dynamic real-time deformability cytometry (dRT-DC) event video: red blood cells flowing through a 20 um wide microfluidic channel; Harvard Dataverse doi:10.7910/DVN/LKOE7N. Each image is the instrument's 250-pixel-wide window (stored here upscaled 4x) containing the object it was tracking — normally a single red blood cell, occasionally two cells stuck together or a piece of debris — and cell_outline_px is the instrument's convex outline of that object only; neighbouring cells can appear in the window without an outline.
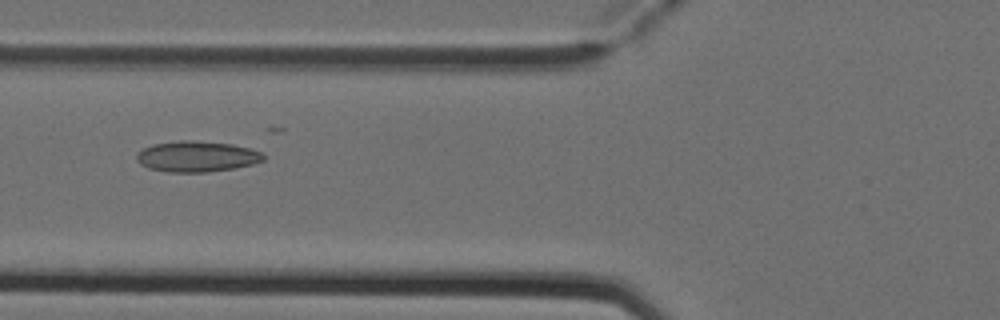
{"species": "Egyptian fruit bat (a non-hibernating species)", "species_latin": "Rousettus aegyptiacus", "temperature_condition": "cold", "stored_images_in_passage": 8, "camera_frame_rate_fps": 3000, "um_per_image_px": 0.085, "animal": {"sex": "female"}, "frame": {"image": 1, "passage_image": 4, "time_ms": 1.0, "image_size_px": [1000, 320], "cell_outline_px": [[264, 160], [252, 164], [232, 168], [208, 172], [168, 172], [148, 168], [140, 164], [136, 160], [136, 156], [144, 148], [152, 144], [180, 140], [192, 140], [232, 144], [248, 148], [260, 152], [264, 156]], "centroid_in_image_um": [16.69, 13.3], "position_along_channel_um": 109.1, "area_um2": 22.6}}
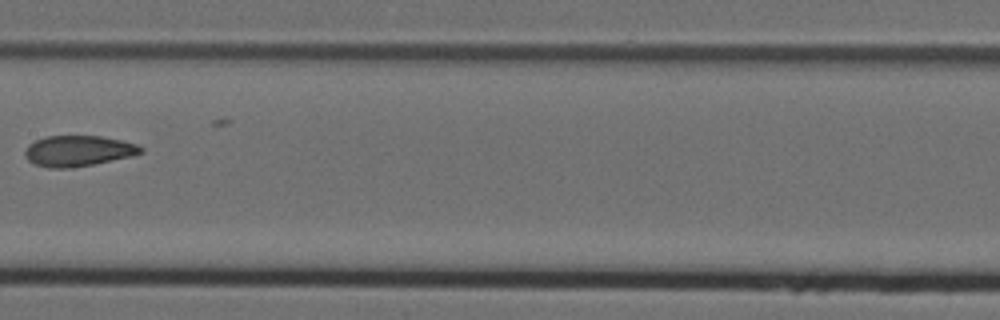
{"frame": {"image": 2, "passage_image": 6, "time_ms": 1.667, "image_size_px": [1000, 320], "cell_outline_px": [[144, 152], [132, 156], [92, 164], [68, 168], [48, 168], [32, 164], [28, 160], [24, 152], [28, 144], [36, 140], [48, 136], [100, 136], [120, 140], [136, 144], [144, 148]], "centroid_in_image_um": [6.63, 12.83], "position_along_channel_um": 200.8, "area_um2": 20.69}}
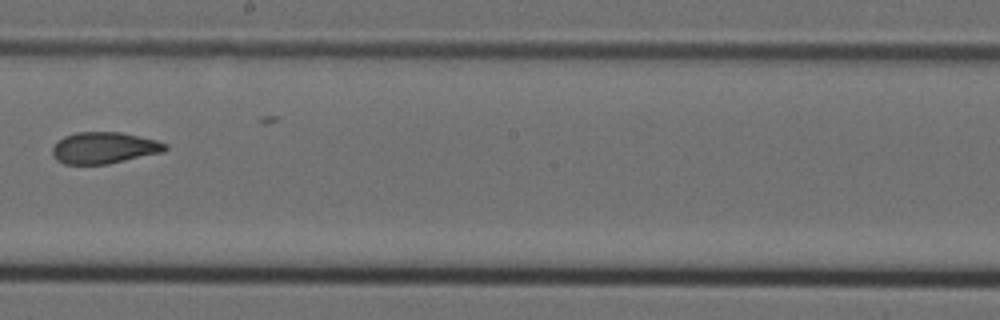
{"frame": {"image": 3, "passage_image": 7, "time_ms": 2.0, "image_size_px": [1000, 320], "cell_outline_px": [[168, 148], [164, 152], [108, 164], [64, 164], [56, 160], [52, 156], [52, 148], [64, 136], [76, 132], [120, 132], [156, 140], [168, 144]], "centroid_in_image_um": [8.86, 12.57], "position_along_channel_um": 239.3, "area_um2": 20.75}}